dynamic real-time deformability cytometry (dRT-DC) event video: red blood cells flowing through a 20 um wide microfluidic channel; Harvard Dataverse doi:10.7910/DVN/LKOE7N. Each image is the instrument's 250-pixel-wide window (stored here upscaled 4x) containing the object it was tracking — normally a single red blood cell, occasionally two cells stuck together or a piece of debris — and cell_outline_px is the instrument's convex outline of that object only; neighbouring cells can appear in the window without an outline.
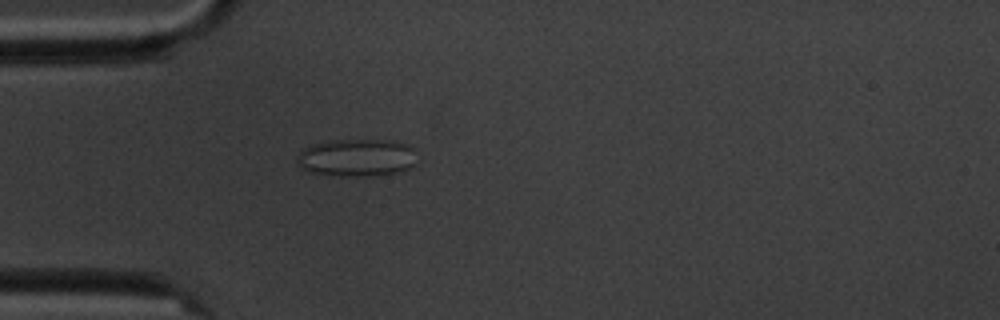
{"species": "common noctule bat (a hibernating species)", "species_latin": "Nyctalus noctula", "temperature_condition": "cold", "stored_images_in_passage": 1, "camera_frame_rate_fps": 3000, "um_per_image_px": 0.085, "animal": {"sex": "male", "body_mass_g": 20.1, "forearm_length_mm": 53.5}, "frame": {"image": 1, "passage_image": 1, "time_ms": 0.0, "image_size_px": [1000, 320], "cell_outline_px": [[416, 164], [400, 172], [376, 176], [340, 176], [308, 172], [300, 168], [296, 164], [296, 156], [300, 148], [312, 144], [332, 140], [392, 140], [408, 144], [412, 148]], "centroid_in_image_um": [30.26, 13.41], "position_along_channel_um": 54.7, "area_um2": 26.82}}